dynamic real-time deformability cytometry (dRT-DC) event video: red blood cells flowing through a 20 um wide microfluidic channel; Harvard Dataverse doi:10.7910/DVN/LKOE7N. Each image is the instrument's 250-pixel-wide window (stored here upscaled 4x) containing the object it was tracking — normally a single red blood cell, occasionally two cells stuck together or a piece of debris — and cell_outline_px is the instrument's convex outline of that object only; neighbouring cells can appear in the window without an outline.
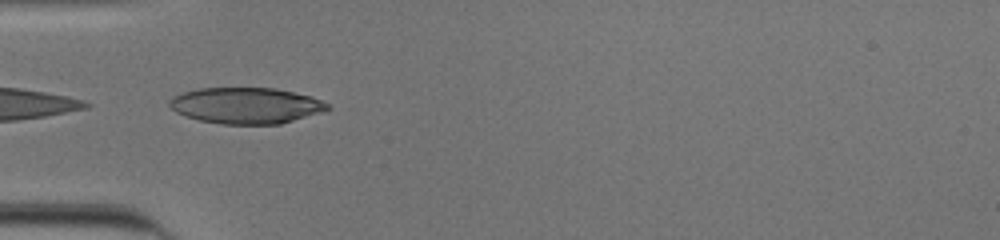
{"species": "human", "species_latin": "Homo sapiens", "temperature_condition": "cold", "stored_images_in_passage": 34, "camera_frame_rate_fps": 3000, "um_per_image_px": 0.085, "donor": {"sex": "male"}, "frame": {"image": 1, "passage_image": 1, "time_ms": 0.0, "image_size_px": [1000, 240], "cell_outline_px": [[332, 108], [324, 112], [280, 124], [220, 124], [200, 120], [176, 112], [168, 104], [168, 100], [172, 96], [184, 92], [200, 88], [276, 88], [312, 96], [332, 104]], "centroid_in_image_um": [20.98, 8.97], "position_along_channel_um": 64.0, "area_um2": 33.52}}
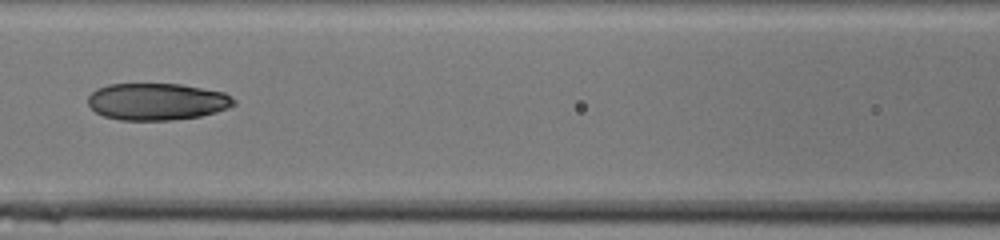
{"frame": {"image": 2, "passage_image": 8, "time_ms": 2.333, "image_size_px": [1000, 240], "cell_outline_px": [[236, 104], [228, 108], [216, 112], [200, 116], [172, 120], [120, 120], [104, 116], [96, 112], [88, 104], [88, 96], [96, 88], [108, 84], [180, 84], [224, 92], [236, 100]], "centroid_in_image_um": [13.34, 8.63], "position_along_channel_um": 153.3, "area_um2": 31.5}}
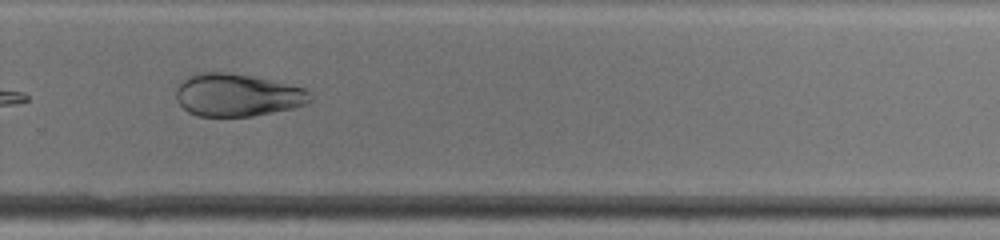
{"frame": {"image": 3, "passage_image": 20, "time_ms": 6.333, "image_size_px": [1000, 240], "cell_outline_px": [[312, 100], [308, 104], [292, 108], [252, 116], [196, 116], [188, 112], [176, 100], [176, 88], [184, 76], [204, 72], [228, 72], [268, 80], [304, 88], [308, 92]], "centroid_in_image_um": [20.11, 8.08], "position_along_channel_um": 309.7, "area_um2": 33.18}, "authors_computed_cell_mechanics": {"area_um2": 33.4084, "velocity_mm_per_s": 3.9114, "shape_relaxation_time_tau1_ms": null, "shape_relaxation_time_tau2_ms": 2.5099, "deformation_change_tau1": null, "deformation_change_tau2": 0.0485}}